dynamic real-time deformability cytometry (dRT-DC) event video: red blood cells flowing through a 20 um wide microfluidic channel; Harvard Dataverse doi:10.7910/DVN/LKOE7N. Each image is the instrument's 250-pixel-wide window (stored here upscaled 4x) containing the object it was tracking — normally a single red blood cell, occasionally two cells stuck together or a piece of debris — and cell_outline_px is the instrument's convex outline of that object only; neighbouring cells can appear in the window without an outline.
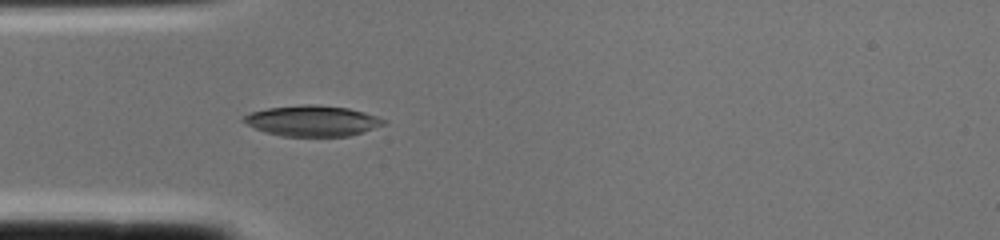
{"species": "common noctule bat (a hibernating species)", "species_latin": "Nyctalus noctula", "temperature_condition": "cold", "stored_images_in_passage": 2, "camera_frame_rate_fps": 3000, "um_per_image_px": 0.085, "animal": {"sex": "female", "body_mass_g": 22.0, "forearm_length_mm": 56.7}, "frame": {"image": 1, "passage_image": 2, "time_ms": 0.333, "image_size_px": [1000, 240], "cell_outline_px": [[388, 124], [348, 136], [280, 136], [264, 132], [240, 120], [244, 116], [252, 112], [268, 108], [304, 104], [312, 104], [348, 108], [364, 112], [388, 120]], "centroid_in_image_um": [26.58, 10.27], "position_along_channel_um": 58.4, "area_um2": 25.03}}